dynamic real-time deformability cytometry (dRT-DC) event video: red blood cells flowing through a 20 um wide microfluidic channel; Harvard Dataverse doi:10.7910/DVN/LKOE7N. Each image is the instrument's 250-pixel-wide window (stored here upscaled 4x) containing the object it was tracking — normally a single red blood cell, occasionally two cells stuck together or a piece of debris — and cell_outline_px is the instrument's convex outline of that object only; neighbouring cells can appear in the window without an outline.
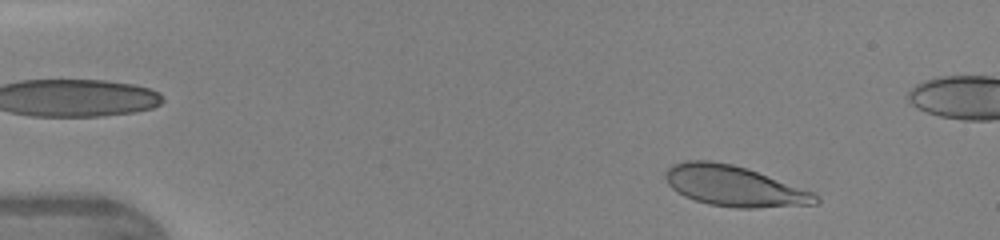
{"species": "human", "species_latin": "Homo sapiens", "temperature_condition": "warm", "stored_images_in_passage": 43, "camera_frame_rate_fps": 3000, "um_per_image_px": 0.085, "donor": {"sex": "female"}, "frame": {"image": 1, "passage_image": 3, "time_ms": 0.667, "image_size_px": [1000, 240], "cell_outline_px": [[820, 200], [816, 204], [756, 208], [736, 208], [708, 204], [684, 196], [676, 192], [668, 184], [664, 176], [664, 172], [672, 164], [684, 160], [708, 160], [732, 164], [756, 172], [812, 192], [820, 196]], "centroid_in_image_um": [62.34, 15.82], "position_along_channel_um": 22.7, "area_um2": 35.26}}
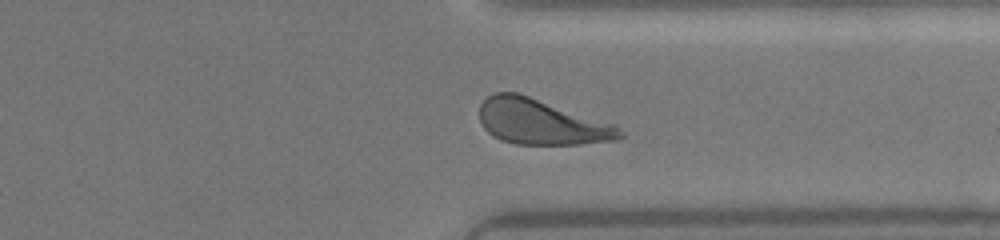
{"frame": {"image": 2, "passage_image": 32, "time_ms": 10.333, "image_size_px": [1000, 240], "cell_outline_px": [[624, 136], [616, 140], [580, 144], [516, 144], [500, 140], [492, 136], [484, 128], [480, 120], [480, 104], [492, 92], [516, 92], [616, 124], [624, 132]], "centroid_in_image_um": [46.02, 10.37], "position_along_channel_um": 365.4, "area_um2": 37.22}}
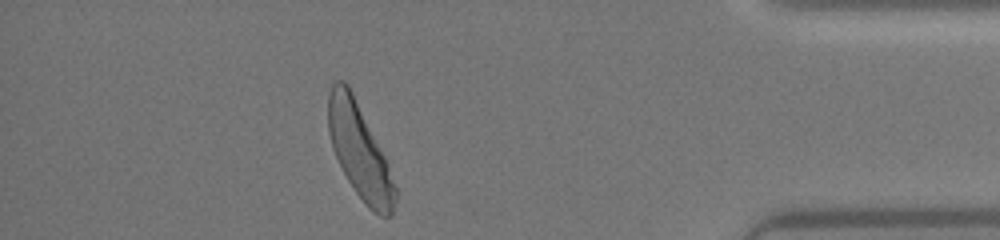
{"frame": {"image": 3, "passage_image": 37, "time_ms": 12.0, "image_size_px": [1000, 240], "cell_outline_px": [[400, 192], [392, 216], [380, 216], [368, 208], [364, 204], [348, 180], [332, 148], [328, 132], [328, 92], [332, 84], [336, 80], [344, 80], [348, 84], [388, 164]], "centroid_in_image_um": [30.59, 12.9], "position_along_channel_um": 404.6, "area_um2": 36.88}}